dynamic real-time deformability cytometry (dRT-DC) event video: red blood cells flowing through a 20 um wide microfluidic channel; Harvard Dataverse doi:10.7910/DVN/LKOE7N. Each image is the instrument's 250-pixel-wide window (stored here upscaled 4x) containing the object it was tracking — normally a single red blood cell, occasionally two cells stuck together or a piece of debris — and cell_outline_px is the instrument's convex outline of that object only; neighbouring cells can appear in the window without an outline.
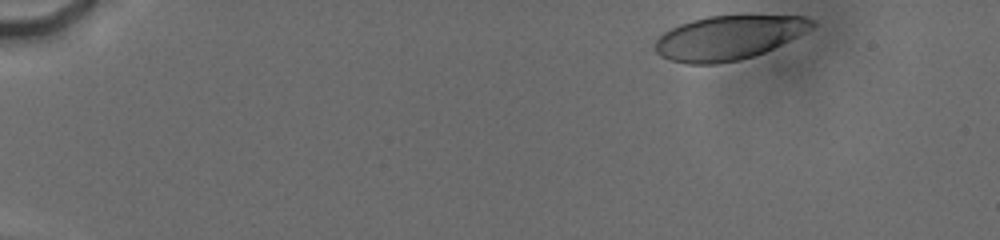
{"species": "human", "species_latin": "Homo sapiens", "temperature_condition": "cold", "stored_images_in_passage": 23, "camera_frame_rate_fps": 3000, "um_per_image_px": 0.085, "donor": {"sex": "male"}, "frame": {"image": 1, "passage_image": 1, "time_ms": 0.0, "image_size_px": [1000, 240], "cell_outline_px": [[816, 24], [812, 28], [764, 52], [740, 60], [716, 64], [688, 64], [668, 60], [660, 56], [656, 52], [656, 40], [664, 32], [680, 24], [692, 20], [708, 16], [748, 12], [804, 16], [812, 20]], "centroid_in_image_um": [61.95, 3.15], "position_along_channel_um": 23.0, "area_um2": 41.21}}
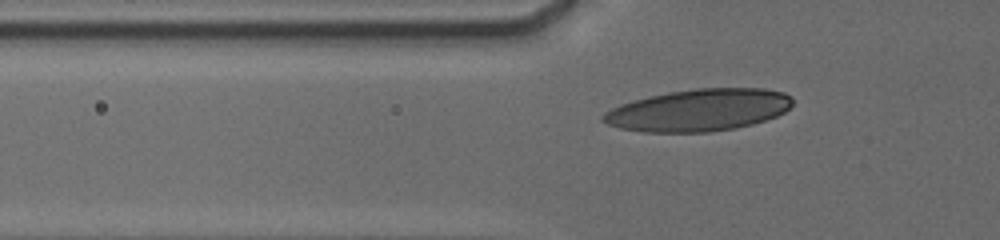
{"frame": {"image": 2, "passage_image": 17, "time_ms": 4.333, "image_size_px": [1000, 240], "cell_outline_px": [[792, 104], [784, 112], [776, 116], [752, 124], [736, 128], [708, 132], [644, 132], [620, 128], [608, 124], [600, 120], [600, 116], [604, 112], [620, 104], [632, 100], [648, 96], [668, 92], [696, 88], [764, 88], [784, 92], [792, 96]], "centroid_in_image_um": [59.37, 9.35], "position_along_channel_um": 66.4, "area_um2": 46.64}}
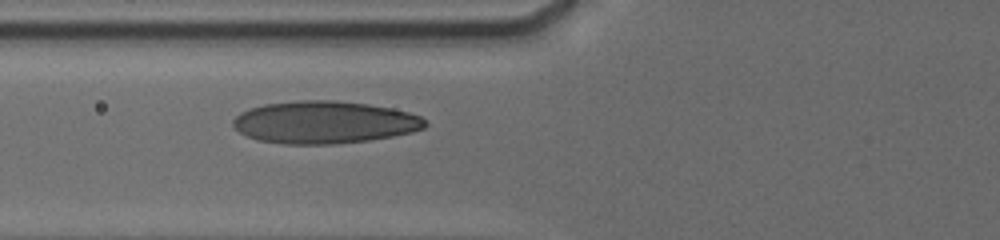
{"frame": {"image": 3, "passage_image": 21, "time_ms": 5.333, "image_size_px": [1000, 240], "cell_outline_px": [[428, 124], [424, 128], [412, 132], [392, 136], [368, 140], [332, 144], [284, 144], [260, 140], [248, 136], [240, 132], [232, 124], [232, 120], [240, 112], [264, 104], [300, 100], [336, 100], [368, 104], [392, 108], [408, 112], [420, 116]], "centroid_in_image_um": [27.58, 10.39], "position_along_channel_um": 98.2, "area_um2": 47.34}}